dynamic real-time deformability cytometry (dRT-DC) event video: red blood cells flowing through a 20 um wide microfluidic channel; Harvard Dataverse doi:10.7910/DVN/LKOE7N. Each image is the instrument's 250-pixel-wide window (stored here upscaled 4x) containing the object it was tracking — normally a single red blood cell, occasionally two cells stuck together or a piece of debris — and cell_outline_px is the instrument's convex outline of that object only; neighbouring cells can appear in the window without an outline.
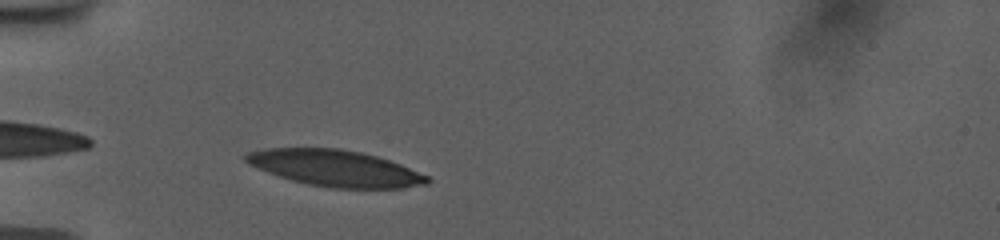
{"species": "human", "species_latin": "Homo sapiens", "temperature_condition": "room temperature", "stored_images_in_passage": 34, "camera_frame_rate_fps": 3000, "um_per_image_px": 0.085, "donor": {"sex": "female"}, "frame": {"image": 1, "passage_image": 2, "time_ms": 0.333, "image_size_px": [1000, 240], "cell_outline_px": [[432, 180], [428, 184], [400, 188], [328, 188], [308, 184], [292, 180], [268, 172], [248, 164], [240, 156], [248, 152], [264, 148], [340, 148], [360, 152], [376, 156], [400, 164], [428, 176]], "centroid_in_image_um": [28.46, 14.29], "position_along_channel_um": 56.5, "area_um2": 38.38}}
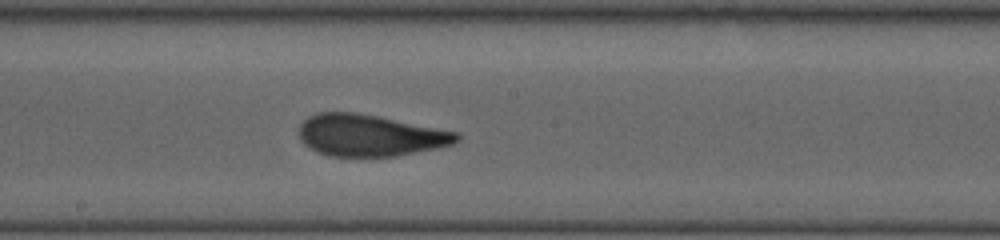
{"frame": {"image": 2, "passage_image": 16, "time_ms": 5.0, "image_size_px": [1000, 240], "cell_outline_px": [[460, 140], [452, 144], [436, 148], [396, 156], [328, 156], [304, 144], [300, 140], [300, 124], [308, 116], [316, 112], [356, 112], [460, 132]], "centroid_in_image_um": [31.45, 11.49], "position_along_channel_um": 216.7, "area_um2": 38.21}}
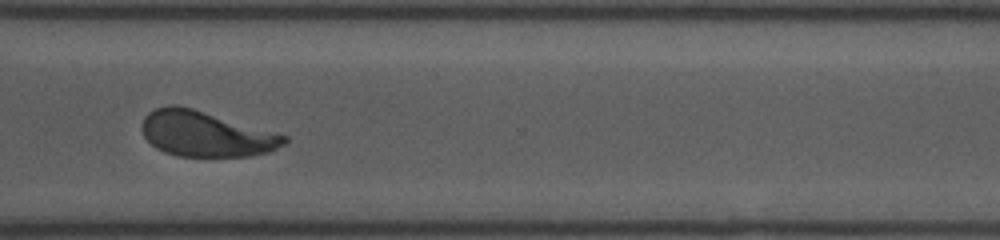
{"frame": {"image": 3, "passage_image": 27, "time_ms": 8.667, "image_size_px": [1000, 240], "cell_outline_px": [[288, 140], [284, 144], [268, 152], [252, 156], [176, 156], [164, 152], [156, 148], [144, 136], [140, 128], [140, 124], [144, 116], [148, 112], [156, 108], [168, 104], [176, 104], [192, 108], [288, 136]], "centroid_in_image_um": [17.44, 11.38], "position_along_channel_um": 353.2, "area_um2": 37.63}, "authors_computed_cell_mechanics": {"area_um2": 38.437, "velocity_mm_per_s": 3.7348, "shape_relaxation_time_tau1_ms": 3.8932, "shape_relaxation_time_tau2_ms": 0.8534, "deformation_change_tau1": 0.167, "deformation_change_tau2": 0.0707}}